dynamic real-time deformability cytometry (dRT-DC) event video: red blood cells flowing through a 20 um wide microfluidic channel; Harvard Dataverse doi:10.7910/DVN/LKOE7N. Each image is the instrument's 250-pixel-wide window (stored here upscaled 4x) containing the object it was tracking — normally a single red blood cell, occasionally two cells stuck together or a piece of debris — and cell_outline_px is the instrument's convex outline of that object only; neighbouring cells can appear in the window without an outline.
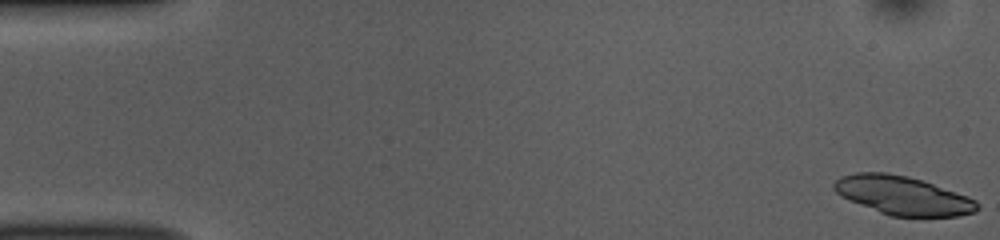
{"species": "common noctule bat (a hibernating species)", "species_latin": "Nyctalus noctula", "temperature_condition": "room temperature", "stored_images_in_passage": 51, "camera_frame_rate_fps": 3000, "um_per_image_px": 0.085, "animal": {"sex": "female", "body_mass_g": 10.0, "forearm_length_mm": 53.1}, "frame": {"image": 1, "passage_image": 1, "time_ms": 0.0, "image_size_px": [1000, 240], "cell_outline_px": [[980, 208], [976, 212], [960, 216], [892, 216], [880, 212], [848, 200], [840, 196], [832, 188], [832, 184], [840, 176], [856, 172], [884, 172], [908, 176], [924, 180], [968, 196], [976, 200], [980, 204]], "centroid_in_image_um": [76.75, 16.6], "position_along_channel_um": 8.3, "area_um2": 32.54}}
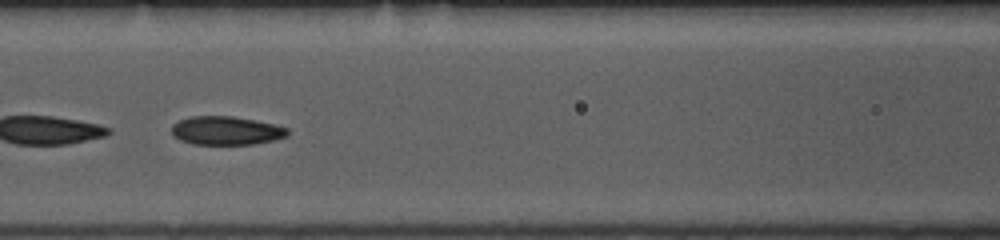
{"frame": {"image": 2, "passage_image": 23, "time_ms": 7.333, "image_size_px": [1000, 240], "cell_outline_px": [[288, 136], [272, 140], [252, 144], [192, 144], [180, 140], [172, 136], [172, 124], [180, 120], [192, 116], [232, 116], [256, 120], [288, 128]], "centroid_in_image_um": [19.19, 11.1], "position_along_channel_um": 147.4, "area_um2": 19.25}}
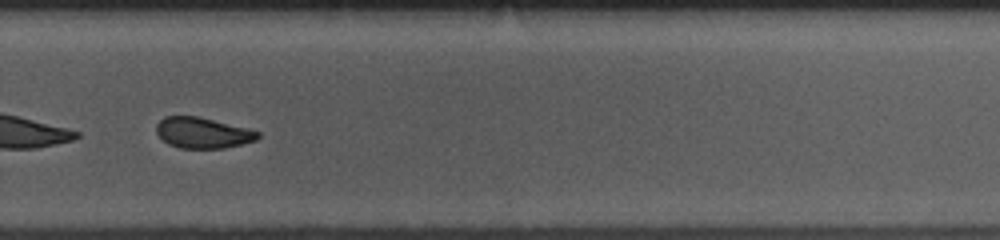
{"frame": {"image": 3, "passage_image": 36, "time_ms": 11.667, "image_size_px": [1000, 240], "cell_outline_px": [[260, 136], [256, 140], [224, 148], [180, 148], [168, 144], [156, 132], [156, 124], [164, 116], [196, 116], [248, 128], [260, 132]], "centroid_in_image_um": [17.22, 11.29], "position_along_channel_um": 312.6, "area_um2": 18.09}, "authors_computed_cell_mechanics": {"area_um2": 20.1144, "velocity_mm_per_s": 3.82, "shape_relaxation_time_tau1_ms": 3.7566, "shape_relaxation_time_tau2_ms": 3.5903, "deformation_change_tau1": 0.0897, "deformation_change_tau2": 0.0899}}